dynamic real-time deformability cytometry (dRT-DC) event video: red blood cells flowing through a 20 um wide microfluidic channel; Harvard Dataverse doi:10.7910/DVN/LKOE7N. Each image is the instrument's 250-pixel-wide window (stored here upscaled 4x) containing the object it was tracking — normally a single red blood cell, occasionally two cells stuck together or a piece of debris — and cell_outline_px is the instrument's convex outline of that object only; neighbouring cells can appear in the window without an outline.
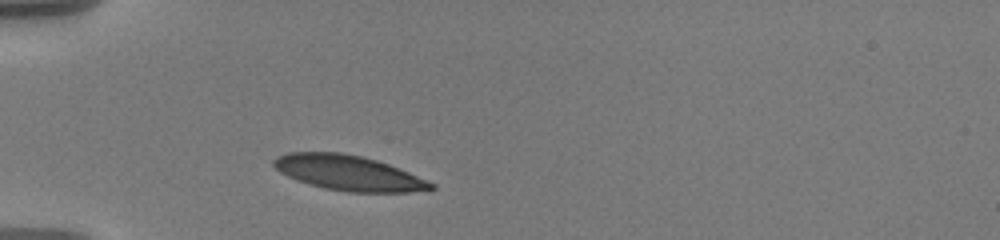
{"species": "human", "species_latin": "Homo sapiens", "temperature_condition": "warm", "stored_images_in_passage": 35, "camera_frame_rate_fps": 3000, "um_per_image_px": 0.085, "donor": {"sex": "male"}, "frame": {"image": 1, "passage_image": 1, "time_ms": 0.0, "image_size_px": [1000, 240], "cell_outline_px": [[436, 188], [408, 192], [348, 192], [324, 188], [288, 176], [280, 172], [272, 164], [272, 160], [276, 156], [288, 152], [340, 152], [360, 156], [376, 160], [388, 164], [428, 180], [436, 184]], "centroid_in_image_um": [29.62, 14.69], "position_along_channel_um": 55.4, "area_um2": 31.91}}
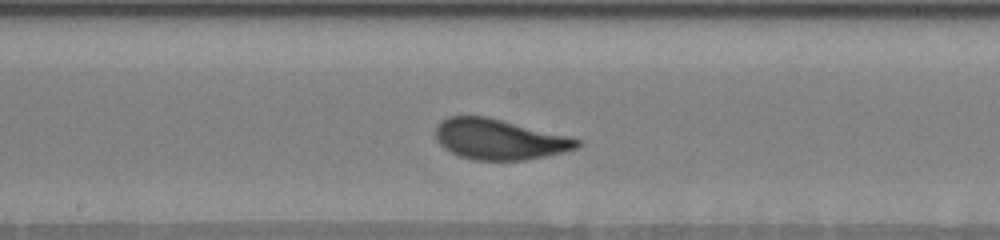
{"frame": {"image": 2, "passage_image": 15, "time_ms": 4.667, "image_size_px": [1000, 240], "cell_outline_px": [[580, 144], [576, 148], [564, 152], [524, 160], [476, 160], [460, 156], [444, 148], [436, 140], [436, 124], [440, 120], [448, 116], [488, 116], [568, 136], [580, 140]], "centroid_in_image_um": [42.4, 11.83], "position_along_channel_um": 205.8, "area_um2": 33.29}}
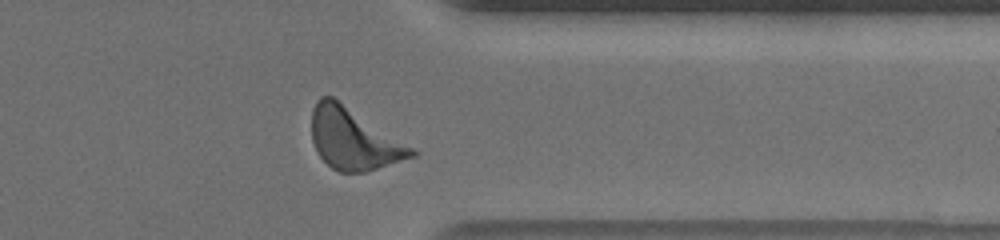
{"frame": {"image": 3, "passage_image": 30, "time_ms": 9.667, "image_size_px": [1000, 240], "cell_outline_px": [[420, 152], [416, 156], [364, 172], [340, 172], [332, 168], [320, 156], [312, 140], [312, 108], [316, 100], [320, 96], [332, 96]], "centroid_in_image_um": [30.05, 11.81], "position_along_channel_um": 381.3, "area_um2": 35.32}, "authors_computed_cell_mechanics": {"area_um2": 33.3506, "velocity_mm_per_s": 3.555, "shape_relaxation_time_tau1_ms": 2.5531, "shape_relaxation_time_tau2_ms": null, "deformation_change_tau1": 0.1341, "deformation_change_tau2": null}}